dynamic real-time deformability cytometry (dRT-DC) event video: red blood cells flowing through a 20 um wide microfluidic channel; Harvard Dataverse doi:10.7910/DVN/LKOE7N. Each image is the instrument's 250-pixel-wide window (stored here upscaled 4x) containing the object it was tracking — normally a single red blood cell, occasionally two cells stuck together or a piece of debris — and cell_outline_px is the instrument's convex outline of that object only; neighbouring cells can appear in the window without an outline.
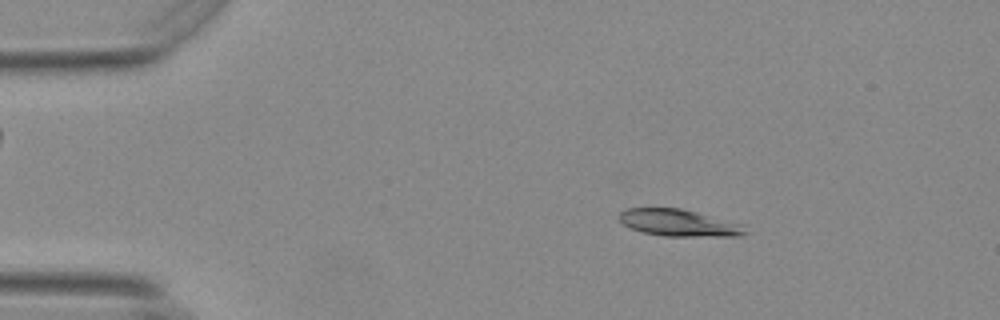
{"species": "Egyptian fruit bat (a non-hibernating species)", "species_latin": "Rousettus aegyptiacus", "temperature_condition": "warm", "stored_images_in_passage": 54, "camera_frame_rate_fps": 3000, "um_per_image_px": 0.085, "animal": {"sex": "female"}, "frame": {"image": 1, "passage_image": 8, "time_ms": 2.333, "image_size_px": [1000, 320], "cell_outline_px": [[748, 232], [740, 236], [664, 236], [644, 232], [632, 228], [624, 224], [620, 220], [620, 212], [628, 208], [680, 208], [744, 224]], "centroid_in_image_um": [57.76, 18.94], "position_along_channel_um": 27.2, "area_um2": 19.59}}
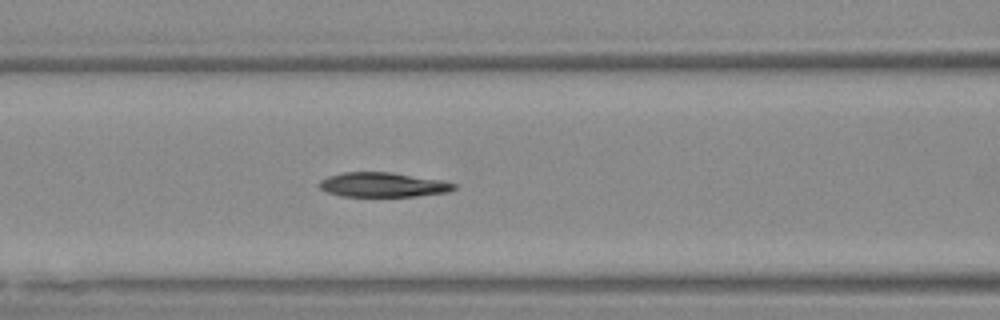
{"frame": {"image": 2, "passage_image": 22, "time_ms": 7.0, "image_size_px": [1000, 320], "cell_outline_px": [[456, 188], [448, 192], [416, 196], [344, 196], [328, 192], [320, 188], [320, 180], [328, 176], [344, 172], [392, 172], [440, 180], [456, 184]], "centroid_in_image_um": [32.56, 15.7], "position_along_channel_um": 134.0, "area_um2": 19.07}}
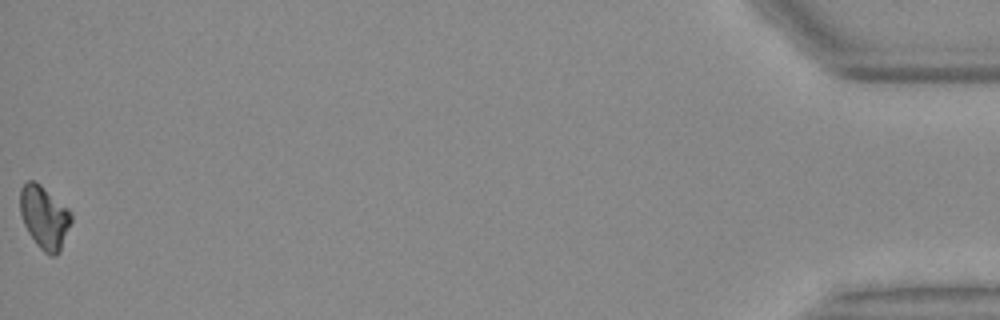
{"frame": {"image": 3, "passage_image": 54, "time_ms": 17.667, "image_size_px": [1000, 320], "cell_outline_px": [[72, 220], [60, 252], [56, 256], [52, 256], [44, 252], [36, 244], [28, 232], [24, 224], [20, 212], [20, 188], [28, 180], [36, 180], [68, 208], [72, 212]], "centroid_in_image_um": [3.78, 18.46], "position_along_channel_um": 431.4, "area_um2": 18.9}, "authors_computed_cell_mechanics": {"area_um2": 19.3919, "velocity_mm_per_s": 3.7154, "shape_relaxation_time_tau1_ms": 4.1745, "shape_relaxation_time_tau2_ms": 9.7126, "deformation_change_tau1": 0.1197, "deformation_change_tau2": 0.1428}}